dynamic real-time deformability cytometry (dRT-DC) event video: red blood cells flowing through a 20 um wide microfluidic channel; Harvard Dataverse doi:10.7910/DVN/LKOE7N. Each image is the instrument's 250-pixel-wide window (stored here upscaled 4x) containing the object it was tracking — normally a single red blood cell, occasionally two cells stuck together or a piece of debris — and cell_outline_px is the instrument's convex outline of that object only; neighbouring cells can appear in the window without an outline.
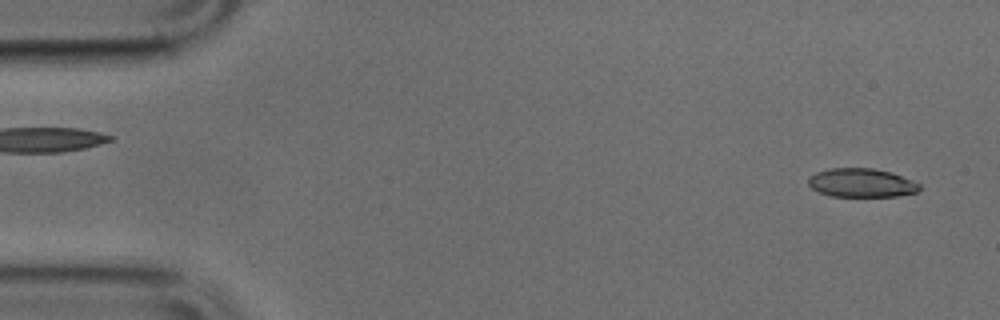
{"species": "common noctule bat (a hibernating species)", "species_latin": "Nyctalus noctula", "temperature_condition": "cold", "stored_images_in_passage": 49, "camera_frame_rate_fps": 3000, "um_per_image_px": 0.085, "animal": {"sex": "male", "body_mass_g": 17.9, "forearm_length_mm": 54.2}, "frame": {"image": 1, "passage_image": 2, "time_ms": 0.333, "image_size_px": [1000, 320], "cell_outline_px": [[920, 188], [916, 192], [896, 196], [832, 196], [820, 192], [812, 188], [808, 184], [808, 176], [816, 172], [828, 168], [872, 168], [892, 172], [912, 180], [920, 184]], "centroid_in_image_um": [73.2, 15.53], "position_along_channel_um": 11.8, "area_um2": 18.61}}
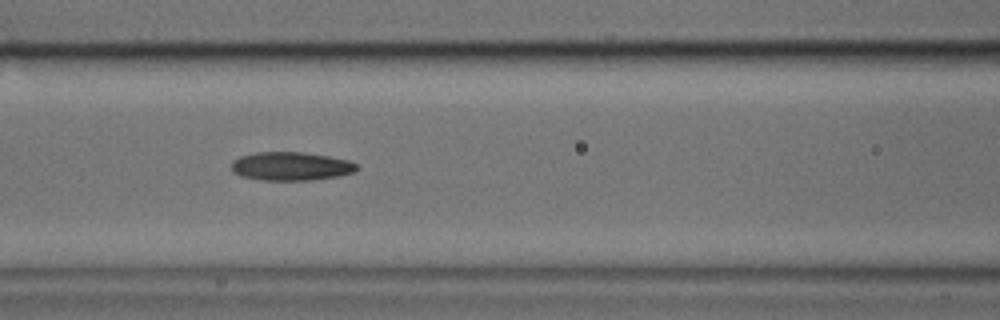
{"frame": {"image": 2, "passage_image": 20, "time_ms": 6.333, "image_size_px": [1000, 320], "cell_outline_px": [[356, 168], [352, 172], [340, 176], [312, 180], [260, 180], [240, 176], [232, 172], [232, 160], [240, 156], [256, 152], [304, 152], [328, 156], [348, 160], [356, 164]], "centroid_in_image_um": [24.68, 14.13], "position_along_channel_um": 141.9, "area_um2": 20.87}}
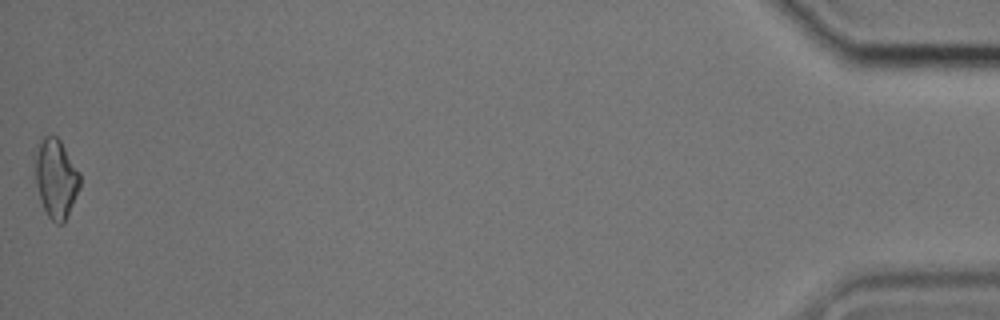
{"frame": {"image": 3, "passage_image": 49, "time_ms": 16.0, "image_size_px": [1000, 320], "cell_outline_px": [[80, 188], [64, 224], [56, 224], [48, 216], [40, 200], [36, 184], [32, 156], [32, 148], [44, 136], [56, 136], [60, 140], [80, 172]], "centroid_in_image_um": [4.71, 15.12], "position_along_channel_um": 430.5, "area_um2": 21.33}}